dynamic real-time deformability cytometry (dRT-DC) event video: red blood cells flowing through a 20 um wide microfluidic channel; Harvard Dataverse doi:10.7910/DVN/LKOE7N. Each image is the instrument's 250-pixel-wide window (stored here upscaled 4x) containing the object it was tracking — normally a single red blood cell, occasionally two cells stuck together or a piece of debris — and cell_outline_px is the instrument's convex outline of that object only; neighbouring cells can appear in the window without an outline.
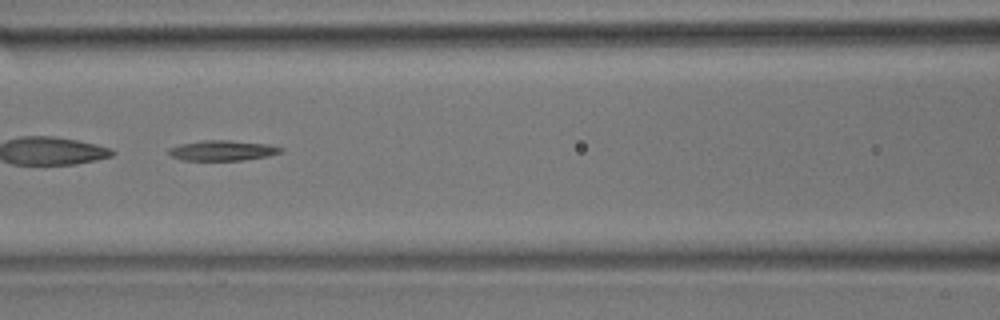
{"species": "common noctule bat (a hibernating species)", "species_latin": "Nyctalus noctula", "temperature_condition": "room temperature", "stored_images_in_passage": 50, "camera_frame_rate_fps": 3000, "um_per_image_px": 0.085, "animal": {"sex": "male", "body_mass_g": 17.9}, "frame": {"image": 1, "passage_image": 22, "time_ms": 7.0, "image_size_px": [1000, 320], "cell_outline_px": [[284, 152], [268, 156], [240, 160], [180, 160], [172, 156], [168, 152], [168, 148], [180, 144], [204, 140], [228, 140], [268, 144], [284, 148]], "centroid_in_image_um": [18.93, 12.79], "position_along_channel_um": 147.7, "area_um2": 13.24}}